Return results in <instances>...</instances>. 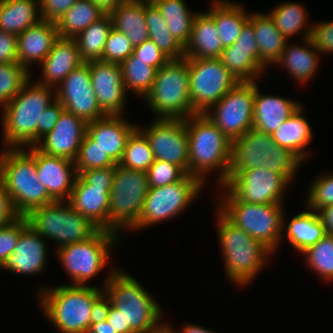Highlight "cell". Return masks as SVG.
<instances>
[{
	"label": "cell",
	"mask_w": 333,
	"mask_h": 333,
	"mask_svg": "<svg viewBox=\"0 0 333 333\" xmlns=\"http://www.w3.org/2000/svg\"><path fill=\"white\" fill-rule=\"evenodd\" d=\"M189 81L186 57L170 59L157 70L153 86L143 98L155 118L186 119L195 115L189 97Z\"/></svg>",
	"instance_id": "9"
},
{
	"label": "cell",
	"mask_w": 333,
	"mask_h": 333,
	"mask_svg": "<svg viewBox=\"0 0 333 333\" xmlns=\"http://www.w3.org/2000/svg\"><path fill=\"white\" fill-rule=\"evenodd\" d=\"M303 162L291 151L277 145L270 134L250 129L231 141L229 176L240 171L265 167L284 174L291 182L303 168Z\"/></svg>",
	"instance_id": "8"
},
{
	"label": "cell",
	"mask_w": 333,
	"mask_h": 333,
	"mask_svg": "<svg viewBox=\"0 0 333 333\" xmlns=\"http://www.w3.org/2000/svg\"><path fill=\"white\" fill-rule=\"evenodd\" d=\"M134 1L151 3L154 2L155 0H134Z\"/></svg>",
	"instance_id": "66"
},
{
	"label": "cell",
	"mask_w": 333,
	"mask_h": 333,
	"mask_svg": "<svg viewBox=\"0 0 333 333\" xmlns=\"http://www.w3.org/2000/svg\"><path fill=\"white\" fill-rule=\"evenodd\" d=\"M154 156L146 136L136 128L127 139L119 165L147 172L154 163Z\"/></svg>",
	"instance_id": "43"
},
{
	"label": "cell",
	"mask_w": 333,
	"mask_h": 333,
	"mask_svg": "<svg viewBox=\"0 0 333 333\" xmlns=\"http://www.w3.org/2000/svg\"><path fill=\"white\" fill-rule=\"evenodd\" d=\"M56 99L66 111L82 118L87 123L106 116L99 107L91 85L88 63L84 62L66 76L56 88Z\"/></svg>",
	"instance_id": "18"
},
{
	"label": "cell",
	"mask_w": 333,
	"mask_h": 333,
	"mask_svg": "<svg viewBox=\"0 0 333 333\" xmlns=\"http://www.w3.org/2000/svg\"><path fill=\"white\" fill-rule=\"evenodd\" d=\"M186 132L189 138V175L198 177L206 185L207 176L217 171L216 186L223 185L230 172L229 138L205 114L186 118Z\"/></svg>",
	"instance_id": "5"
},
{
	"label": "cell",
	"mask_w": 333,
	"mask_h": 333,
	"mask_svg": "<svg viewBox=\"0 0 333 333\" xmlns=\"http://www.w3.org/2000/svg\"><path fill=\"white\" fill-rule=\"evenodd\" d=\"M285 214L282 232L285 237L282 236L281 239L286 238L290 246L300 254L327 235L316 211L303 209L290 220H287Z\"/></svg>",
	"instance_id": "29"
},
{
	"label": "cell",
	"mask_w": 333,
	"mask_h": 333,
	"mask_svg": "<svg viewBox=\"0 0 333 333\" xmlns=\"http://www.w3.org/2000/svg\"><path fill=\"white\" fill-rule=\"evenodd\" d=\"M17 36L0 30V63L18 62Z\"/></svg>",
	"instance_id": "57"
},
{
	"label": "cell",
	"mask_w": 333,
	"mask_h": 333,
	"mask_svg": "<svg viewBox=\"0 0 333 333\" xmlns=\"http://www.w3.org/2000/svg\"><path fill=\"white\" fill-rule=\"evenodd\" d=\"M63 110L64 107L56 99L41 114V124H38V142L43 136L53 130Z\"/></svg>",
	"instance_id": "55"
},
{
	"label": "cell",
	"mask_w": 333,
	"mask_h": 333,
	"mask_svg": "<svg viewBox=\"0 0 333 333\" xmlns=\"http://www.w3.org/2000/svg\"><path fill=\"white\" fill-rule=\"evenodd\" d=\"M149 187H163L182 180L187 173L179 166L163 160H154L146 172Z\"/></svg>",
	"instance_id": "48"
},
{
	"label": "cell",
	"mask_w": 333,
	"mask_h": 333,
	"mask_svg": "<svg viewBox=\"0 0 333 333\" xmlns=\"http://www.w3.org/2000/svg\"><path fill=\"white\" fill-rule=\"evenodd\" d=\"M291 183L284 174L262 167L247 169L240 171L236 176H229L222 186L237 201L253 204H284Z\"/></svg>",
	"instance_id": "16"
},
{
	"label": "cell",
	"mask_w": 333,
	"mask_h": 333,
	"mask_svg": "<svg viewBox=\"0 0 333 333\" xmlns=\"http://www.w3.org/2000/svg\"><path fill=\"white\" fill-rule=\"evenodd\" d=\"M205 184L196 176L187 174L182 180L163 187H149L138 224L131 230H143L155 224L173 220L193 205L203 192ZM173 218V219H172Z\"/></svg>",
	"instance_id": "13"
},
{
	"label": "cell",
	"mask_w": 333,
	"mask_h": 333,
	"mask_svg": "<svg viewBox=\"0 0 333 333\" xmlns=\"http://www.w3.org/2000/svg\"><path fill=\"white\" fill-rule=\"evenodd\" d=\"M0 183L8 193L18 216H26L30 211L54 201L44 184L39 181L35 146L2 149Z\"/></svg>",
	"instance_id": "4"
},
{
	"label": "cell",
	"mask_w": 333,
	"mask_h": 333,
	"mask_svg": "<svg viewBox=\"0 0 333 333\" xmlns=\"http://www.w3.org/2000/svg\"><path fill=\"white\" fill-rule=\"evenodd\" d=\"M137 128L136 123L124 115H106L87 124V134L118 164L122 158L127 139Z\"/></svg>",
	"instance_id": "24"
},
{
	"label": "cell",
	"mask_w": 333,
	"mask_h": 333,
	"mask_svg": "<svg viewBox=\"0 0 333 333\" xmlns=\"http://www.w3.org/2000/svg\"><path fill=\"white\" fill-rule=\"evenodd\" d=\"M2 107V148H26L38 143L42 113L56 100V89L33 82Z\"/></svg>",
	"instance_id": "1"
},
{
	"label": "cell",
	"mask_w": 333,
	"mask_h": 333,
	"mask_svg": "<svg viewBox=\"0 0 333 333\" xmlns=\"http://www.w3.org/2000/svg\"><path fill=\"white\" fill-rule=\"evenodd\" d=\"M253 30L258 43L260 64L265 69L273 67L280 59L288 40L265 12H253Z\"/></svg>",
	"instance_id": "33"
},
{
	"label": "cell",
	"mask_w": 333,
	"mask_h": 333,
	"mask_svg": "<svg viewBox=\"0 0 333 333\" xmlns=\"http://www.w3.org/2000/svg\"><path fill=\"white\" fill-rule=\"evenodd\" d=\"M105 14L92 0H77L56 22L58 36L73 39Z\"/></svg>",
	"instance_id": "38"
},
{
	"label": "cell",
	"mask_w": 333,
	"mask_h": 333,
	"mask_svg": "<svg viewBox=\"0 0 333 333\" xmlns=\"http://www.w3.org/2000/svg\"><path fill=\"white\" fill-rule=\"evenodd\" d=\"M214 205L231 223L262 243L273 254L282 243L283 204H253L237 201L222 185Z\"/></svg>",
	"instance_id": "7"
},
{
	"label": "cell",
	"mask_w": 333,
	"mask_h": 333,
	"mask_svg": "<svg viewBox=\"0 0 333 333\" xmlns=\"http://www.w3.org/2000/svg\"><path fill=\"white\" fill-rule=\"evenodd\" d=\"M35 165L49 196L54 201H67L77 176L74 161L45 154L35 146Z\"/></svg>",
	"instance_id": "22"
},
{
	"label": "cell",
	"mask_w": 333,
	"mask_h": 333,
	"mask_svg": "<svg viewBox=\"0 0 333 333\" xmlns=\"http://www.w3.org/2000/svg\"><path fill=\"white\" fill-rule=\"evenodd\" d=\"M233 49L250 50V54H259L257 39L253 30V11L249 21L243 26L240 35L233 44Z\"/></svg>",
	"instance_id": "56"
},
{
	"label": "cell",
	"mask_w": 333,
	"mask_h": 333,
	"mask_svg": "<svg viewBox=\"0 0 333 333\" xmlns=\"http://www.w3.org/2000/svg\"><path fill=\"white\" fill-rule=\"evenodd\" d=\"M87 333H113V329L107 320H103L97 323H91Z\"/></svg>",
	"instance_id": "63"
},
{
	"label": "cell",
	"mask_w": 333,
	"mask_h": 333,
	"mask_svg": "<svg viewBox=\"0 0 333 333\" xmlns=\"http://www.w3.org/2000/svg\"><path fill=\"white\" fill-rule=\"evenodd\" d=\"M301 106L298 100L260 92L256 81L253 129L272 135Z\"/></svg>",
	"instance_id": "27"
},
{
	"label": "cell",
	"mask_w": 333,
	"mask_h": 333,
	"mask_svg": "<svg viewBox=\"0 0 333 333\" xmlns=\"http://www.w3.org/2000/svg\"><path fill=\"white\" fill-rule=\"evenodd\" d=\"M28 226L25 216H18L12 222L0 227V269L13 253L20 233Z\"/></svg>",
	"instance_id": "50"
},
{
	"label": "cell",
	"mask_w": 333,
	"mask_h": 333,
	"mask_svg": "<svg viewBox=\"0 0 333 333\" xmlns=\"http://www.w3.org/2000/svg\"><path fill=\"white\" fill-rule=\"evenodd\" d=\"M119 243L122 242L117 233L98 230L89 239L65 245L56 249L55 253L71 279L70 285L91 286L90 280L110 264L111 251Z\"/></svg>",
	"instance_id": "10"
},
{
	"label": "cell",
	"mask_w": 333,
	"mask_h": 333,
	"mask_svg": "<svg viewBox=\"0 0 333 333\" xmlns=\"http://www.w3.org/2000/svg\"><path fill=\"white\" fill-rule=\"evenodd\" d=\"M18 215L13 209L10 197L0 183V227L12 222Z\"/></svg>",
	"instance_id": "58"
},
{
	"label": "cell",
	"mask_w": 333,
	"mask_h": 333,
	"mask_svg": "<svg viewBox=\"0 0 333 333\" xmlns=\"http://www.w3.org/2000/svg\"><path fill=\"white\" fill-rule=\"evenodd\" d=\"M115 167L97 168L80 171L78 175L89 185L112 187Z\"/></svg>",
	"instance_id": "54"
},
{
	"label": "cell",
	"mask_w": 333,
	"mask_h": 333,
	"mask_svg": "<svg viewBox=\"0 0 333 333\" xmlns=\"http://www.w3.org/2000/svg\"><path fill=\"white\" fill-rule=\"evenodd\" d=\"M112 187L87 184L78 174L67 202L99 230L108 231L109 193Z\"/></svg>",
	"instance_id": "23"
},
{
	"label": "cell",
	"mask_w": 333,
	"mask_h": 333,
	"mask_svg": "<svg viewBox=\"0 0 333 333\" xmlns=\"http://www.w3.org/2000/svg\"><path fill=\"white\" fill-rule=\"evenodd\" d=\"M302 3L284 1L277 4L267 14L274 21L277 29L290 41L293 36L302 33L303 39L310 38L312 24H309V14Z\"/></svg>",
	"instance_id": "36"
},
{
	"label": "cell",
	"mask_w": 333,
	"mask_h": 333,
	"mask_svg": "<svg viewBox=\"0 0 333 333\" xmlns=\"http://www.w3.org/2000/svg\"><path fill=\"white\" fill-rule=\"evenodd\" d=\"M133 55L137 59L143 60L146 64L157 69H160L170 60V58L150 39L144 41L139 46L134 47Z\"/></svg>",
	"instance_id": "52"
},
{
	"label": "cell",
	"mask_w": 333,
	"mask_h": 333,
	"mask_svg": "<svg viewBox=\"0 0 333 333\" xmlns=\"http://www.w3.org/2000/svg\"><path fill=\"white\" fill-rule=\"evenodd\" d=\"M146 136L155 160L181 167L189 174V138L186 119L155 118L146 127L137 125Z\"/></svg>",
	"instance_id": "17"
},
{
	"label": "cell",
	"mask_w": 333,
	"mask_h": 333,
	"mask_svg": "<svg viewBox=\"0 0 333 333\" xmlns=\"http://www.w3.org/2000/svg\"><path fill=\"white\" fill-rule=\"evenodd\" d=\"M42 19L57 22L77 0H39Z\"/></svg>",
	"instance_id": "53"
},
{
	"label": "cell",
	"mask_w": 333,
	"mask_h": 333,
	"mask_svg": "<svg viewBox=\"0 0 333 333\" xmlns=\"http://www.w3.org/2000/svg\"><path fill=\"white\" fill-rule=\"evenodd\" d=\"M112 28V18L109 13H106L73 38L85 63L102 60L105 43Z\"/></svg>",
	"instance_id": "39"
},
{
	"label": "cell",
	"mask_w": 333,
	"mask_h": 333,
	"mask_svg": "<svg viewBox=\"0 0 333 333\" xmlns=\"http://www.w3.org/2000/svg\"><path fill=\"white\" fill-rule=\"evenodd\" d=\"M74 163L77 174L80 171L117 165L87 133L82 140Z\"/></svg>",
	"instance_id": "46"
},
{
	"label": "cell",
	"mask_w": 333,
	"mask_h": 333,
	"mask_svg": "<svg viewBox=\"0 0 333 333\" xmlns=\"http://www.w3.org/2000/svg\"><path fill=\"white\" fill-rule=\"evenodd\" d=\"M215 210L217 238L226 278L239 288L248 286L267 267L273 253L231 223L217 208Z\"/></svg>",
	"instance_id": "2"
},
{
	"label": "cell",
	"mask_w": 333,
	"mask_h": 333,
	"mask_svg": "<svg viewBox=\"0 0 333 333\" xmlns=\"http://www.w3.org/2000/svg\"><path fill=\"white\" fill-rule=\"evenodd\" d=\"M32 74L18 62L0 63V106L7 105L31 79Z\"/></svg>",
	"instance_id": "45"
},
{
	"label": "cell",
	"mask_w": 333,
	"mask_h": 333,
	"mask_svg": "<svg viewBox=\"0 0 333 333\" xmlns=\"http://www.w3.org/2000/svg\"><path fill=\"white\" fill-rule=\"evenodd\" d=\"M223 49L213 18L207 12H198L192 24L190 40L185 47V57L219 58Z\"/></svg>",
	"instance_id": "31"
},
{
	"label": "cell",
	"mask_w": 333,
	"mask_h": 333,
	"mask_svg": "<svg viewBox=\"0 0 333 333\" xmlns=\"http://www.w3.org/2000/svg\"><path fill=\"white\" fill-rule=\"evenodd\" d=\"M309 184L305 202L307 209L318 212L333 204V172L320 174Z\"/></svg>",
	"instance_id": "47"
},
{
	"label": "cell",
	"mask_w": 333,
	"mask_h": 333,
	"mask_svg": "<svg viewBox=\"0 0 333 333\" xmlns=\"http://www.w3.org/2000/svg\"><path fill=\"white\" fill-rule=\"evenodd\" d=\"M107 321L111 324L113 333H134L130 328H123V319L120 311L111 305V302Z\"/></svg>",
	"instance_id": "60"
},
{
	"label": "cell",
	"mask_w": 333,
	"mask_h": 333,
	"mask_svg": "<svg viewBox=\"0 0 333 333\" xmlns=\"http://www.w3.org/2000/svg\"><path fill=\"white\" fill-rule=\"evenodd\" d=\"M210 4L206 12L217 26L223 47L233 45L249 21L250 12L242 4L231 0H211Z\"/></svg>",
	"instance_id": "32"
},
{
	"label": "cell",
	"mask_w": 333,
	"mask_h": 333,
	"mask_svg": "<svg viewBox=\"0 0 333 333\" xmlns=\"http://www.w3.org/2000/svg\"><path fill=\"white\" fill-rule=\"evenodd\" d=\"M59 38L55 22L41 20L17 36L18 63L30 73L32 65L41 63Z\"/></svg>",
	"instance_id": "26"
},
{
	"label": "cell",
	"mask_w": 333,
	"mask_h": 333,
	"mask_svg": "<svg viewBox=\"0 0 333 333\" xmlns=\"http://www.w3.org/2000/svg\"><path fill=\"white\" fill-rule=\"evenodd\" d=\"M120 66L127 93L131 91L133 95L143 99L150 92L158 69L137 59L133 54L129 55Z\"/></svg>",
	"instance_id": "42"
},
{
	"label": "cell",
	"mask_w": 333,
	"mask_h": 333,
	"mask_svg": "<svg viewBox=\"0 0 333 333\" xmlns=\"http://www.w3.org/2000/svg\"><path fill=\"white\" fill-rule=\"evenodd\" d=\"M305 254V255H304ZM307 268L315 273L323 282L333 283V237L325 235L316 244L302 252Z\"/></svg>",
	"instance_id": "44"
},
{
	"label": "cell",
	"mask_w": 333,
	"mask_h": 333,
	"mask_svg": "<svg viewBox=\"0 0 333 333\" xmlns=\"http://www.w3.org/2000/svg\"><path fill=\"white\" fill-rule=\"evenodd\" d=\"M87 63L91 85L100 109L106 115H125L128 94L122 80L120 64L102 60Z\"/></svg>",
	"instance_id": "19"
},
{
	"label": "cell",
	"mask_w": 333,
	"mask_h": 333,
	"mask_svg": "<svg viewBox=\"0 0 333 333\" xmlns=\"http://www.w3.org/2000/svg\"><path fill=\"white\" fill-rule=\"evenodd\" d=\"M255 92L256 81H240L204 114L233 141L253 128Z\"/></svg>",
	"instance_id": "15"
},
{
	"label": "cell",
	"mask_w": 333,
	"mask_h": 333,
	"mask_svg": "<svg viewBox=\"0 0 333 333\" xmlns=\"http://www.w3.org/2000/svg\"><path fill=\"white\" fill-rule=\"evenodd\" d=\"M97 6H99L104 12L110 13L116 6L122 3L124 0H92Z\"/></svg>",
	"instance_id": "64"
},
{
	"label": "cell",
	"mask_w": 333,
	"mask_h": 333,
	"mask_svg": "<svg viewBox=\"0 0 333 333\" xmlns=\"http://www.w3.org/2000/svg\"><path fill=\"white\" fill-rule=\"evenodd\" d=\"M35 291L38 292L37 303L42 313L60 333H87L93 303L104 292L101 287L93 284L47 285Z\"/></svg>",
	"instance_id": "3"
},
{
	"label": "cell",
	"mask_w": 333,
	"mask_h": 333,
	"mask_svg": "<svg viewBox=\"0 0 333 333\" xmlns=\"http://www.w3.org/2000/svg\"><path fill=\"white\" fill-rule=\"evenodd\" d=\"M28 225L44 239L56 242V249L83 242L99 229L67 201H53L30 211L25 216Z\"/></svg>",
	"instance_id": "12"
},
{
	"label": "cell",
	"mask_w": 333,
	"mask_h": 333,
	"mask_svg": "<svg viewBox=\"0 0 333 333\" xmlns=\"http://www.w3.org/2000/svg\"><path fill=\"white\" fill-rule=\"evenodd\" d=\"M87 124L82 118L64 109L53 130L35 146L45 154L75 161L87 133Z\"/></svg>",
	"instance_id": "20"
},
{
	"label": "cell",
	"mask_w": 333,
	"mask_h": 333,
	"mask_svg": "<svg viewBox=\"0 0 333 333\" xmlns=\"http://www.w3.org/2000/svg\"><path fill=\"white\" fill-rule=\"evenodd\" d=\"M41 20L39 0H0V30L18 36Z\"/></svg>",
	"instance_id": "35"
},
{
	"label": "cell",
	"mask_w": 333,
	"mask_h": 333,
	"mask_svg": "<svg viewBox=\"0 0 333 333\" xmlns=\"http://www.w3.org/2000/svg\"><path fill=\"white\" fill-rule=\"evenodd\" d=\"M304 112L302 105L271 135L277 145L294 153L302 162L306 161L308 156L310 157L307 147L313 140V128Z\"/></svg>",
	"instance_id": "30"
},
{
	"label": "cell",
	"mask_w": 333,
	"mask_h": 333,
	"mask_svg": "<svg viewBox=\"0 0 333 333\" xmlns=\"http://www.w3.org/2000/svg\"><path fill=\"white\" fill-rule=\"evenodd\" d=\"M148 189L146 172L115 166L109 193L108 231L121 236L123 230L130 232L138 224Z\"/></svg>",
	"instance_id": "11"
},
{
	"label": "cell",
	"mask_w": 333,
	"mask_h": 333,
	"mask_svg": "<svg viewBox=\"0 0 333 333\" xmlns=\"http://www.w3.org/2000/svg\"><path fill=\"white\" fill-rule=\"evenodd\" d=\"M288 42L274 66L282 65L296 83L306 85L317 74L320 52L315 48L311 38L302 39L303 44L299 45L296 44L297 41L294 44Z\"/></svg>",
	"instance_id": "28"
},
{
	"label": "cell",
	"mask_w": 333,
	"mask_h": 333,
	"mask_svg": "<svg viewBox=\"0 0 333 333\" xmlns=\"http://www.w3.org/2000/svg\"><path fill=\"white\" fill-rule=\"evenodd\" d=\"M145 18L152 40L170 59L185 57V48L171 35L167 24L156 5L145 2Z\"/></svg>",
	"instance_id": "40"
},
{
	"label": "cell",
	"mask_w": 333,
	"mask_h": 333,
	"mask_svg": "<svg viewBox=\"0 0 333 333\" xmlns=\"http://www.w3.org/2000/svg\"><path fill=\"white\" fill-rule=\"evenodd\" d=\"M110 310V299L103 292L93 303L91 311V323H97L103 320H107Z\"/></svg>",
	"instance_id": "59"
},
{
	"label": "cell",
	"mask_w": 333,
	"mask_h": 333,
	"mask_svg": "<svg viewBox=\"0 0 333 333\" xmlns=\"http://www.w3.org/2000/svg\"><path fill=\"white\" fill-rule=\"evenodd\" d=\"M109 14L113 21V28L124 33L134 47L149 39L145 2L124 0Z\"/></svg>",
	"instance_id": "34"
},
{
	"label": "cell",
	"mask_w": 333,
	"mask_h": 333,
	"mask_svg": "<svg viewBox=\"0 0 333 333\" xmlns=\"http://www.w3.org/2000/svg\"><path fill=\"white\" fill-rule=\"evenodd\" d=\"M146 333H177V329L173 328V325L167 324V322H161L157 327Z\"/></svg>",
	"instance_id": "65"
},
{
	"label": "cell",
	"mask_w": 333,
	"mask_h": 333,
	"mask_svg": "<svg viewBox=\"0 0 333 333\" xmlns=\"http://www.w3.org/2000/svg\"><path fill=\"white\" fill-rule=\"evenodd\" d=\"M189 71V97L195 114L206 113L239 81L219 58L186 57Z\"/></svg>",
	"instance_id": "14"
},
{
	"label": "cell",
	"mask_w": 333,
	"mask_h": 333,
	"mask_svg": "<svg viewBox=\"0 0 333 333\" xmlns=\"http://www.w3.org/2000/svg\"><path fill=\"white\" fill-rule=\"evenodd\" d=\"M133 50L134 46L128 37L112 28L105 43L102 61L121 64L129 55L133 54Z\"/></svg>",
	"instance_id": "49"
},
{
	"label": "cell",
	"mask_w": 333,
	"mask_h": 333,
	"mask_svg": "<svg viewBox=\"0 0 333 333\" xmlns=\"http://www.w3.org/2000/svg\"><path fill=\"white\" fill-rule=\"evenodd\" d=\"M153 3L165 19L171 35L185 48L198 11L190 10L185 0H155Z\"/></svg>",
	"instance_id": "37"
},
{
	"label": "cell",
	"mask_w": 333,
	"mask_h": 333,
	"mask_svg": "<svg viewBox=\"0 0 333 333\" xmlns=\"http://www.w3.org/2000/svg\"><path fill=\"white\" fill-rule=\"evenodd\" d=\"M310 38L322 55L333 54V20L313 23Z\"/></svg>",
	"instance_id": "51"
},
{
	"label": "cell",
	"mask_w": 333,
	"mask_h": 333,
	"mask_svg": "<svg viewBox=\"0 0 333 333\" xmlns=\"http://www.w3.org/2000/svg\"><path fill=\"white\" fill-rule=\"evenodd\" d=\"M317 213L324 225L326 234H333V204L320 209Z\"/></svg>",
	"instance_id": "61"
},
{
	"label": "cell",
	"mask_w": 333,
	"mask_h": 333,
	"mask_svg": "<svg viewBox=\"0 0 333 333\" xmlns=\"http://www.w3.org/2000/svg\"><path fill=\"white\" fill-rule=\"evenodd\" d=\"M29 225L20 233L13 253L1 267L19 275H40L48 265L47 242Z\"/></svg>",
	"instance_id": "21"
},
{
	"label": "cell",
	"mask_w": 333,
	"mask_h": 333,
	"mask_svg": "<svg viewBox=\"0 0 333 333\" xmlns=\"http://www.w3.org/2000/svg\"><path fill=\"white\" fill-rule=\"evenodd\" d=\"M102 289L111 305L120 311L123 328L134 333H146L162 322L161 304L131 274L119 267L109 269Z\"/></svg>",
	"instance_id": "6"
},
{
	"label": "cell",
	"mask_w": 333,
	"mask_h": 333,
	"mask_svg": "<svg viewBox=\"0 0 333 333\" xmlns=\"http://www.w3.org/2000/svg\"><path fill=\"white\" fill-rule=\"evenodd\" d=\"M177 333H219L211 330L210 328H206L202 325L194 324V323H186L181 326L180 330Z\"/></svg>",
	"instance_id": "62"
},
{
	"label": "cell",
	"mask_w": 333,
	"mask_h": 333,
	"mask_svg": "<svg viewBox=\"0 0 333 333\" xmlns=\"http://www.w3.org/2000/svg\"><path fill=\"white\" fill-rule=\"evenodd\" d=\"M83 63L76 41L59 37L49 54L40 63L42 75L35 82L56 89L73 69Z\"/></svg>",
	"instance_id": "25"
},
{
	"label": "cell",
	"mask_w": 333,
	"mask_h": 333,
	"mask_svg": "<svg viewBox=\"0 0 333 333\" xmlns=\"http://www.w3.org/2000/svg\"><path fill=\"white\" fill-rule=\"evenodd\" d=\"M219 59L239 82L257 81L266 72L259 62V54H250V50L233 49V45L224 47Z\"/></svg>",
	"instance_id": "41"
}]
</instances>
